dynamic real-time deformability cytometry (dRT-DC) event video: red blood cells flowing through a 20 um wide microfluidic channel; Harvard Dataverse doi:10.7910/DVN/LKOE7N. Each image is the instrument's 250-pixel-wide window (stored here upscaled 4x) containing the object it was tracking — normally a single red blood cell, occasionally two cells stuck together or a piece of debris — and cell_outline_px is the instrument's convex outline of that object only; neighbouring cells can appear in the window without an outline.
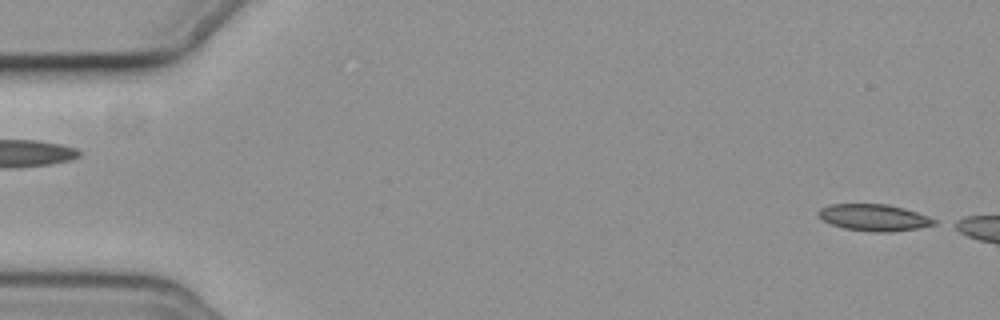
{"species": "common noctule bat (a hibernating species)", "species_latin": "Nyctalus noctula", "temperature_condition": "cold", "stored_images_in_passage": 11, "camera_frame_rate_fps": 3000, "um_per_image_px": 0.085, "animal": {"sex": "female", "body_mass_g": 19.3, "forearm_length_mm": 54.1}, "frame": {"image": 1, "passage_image": 1, "time_ms": 0.0, "image_size_px": [1000, 320], "cell_outline_px": [[936, 224], [916, 228], [892, 232], [872, 232], [844, 228], [832, 224], [824, 220], [816, 212], [820, 208], [828, 204], [888, 204], [904, 208], [928, 216], [936, 220]], "centroid_in_image_um": [74.28, 18.48], "position_along_channel_um": 10.7, "area_um2": 17.92}}